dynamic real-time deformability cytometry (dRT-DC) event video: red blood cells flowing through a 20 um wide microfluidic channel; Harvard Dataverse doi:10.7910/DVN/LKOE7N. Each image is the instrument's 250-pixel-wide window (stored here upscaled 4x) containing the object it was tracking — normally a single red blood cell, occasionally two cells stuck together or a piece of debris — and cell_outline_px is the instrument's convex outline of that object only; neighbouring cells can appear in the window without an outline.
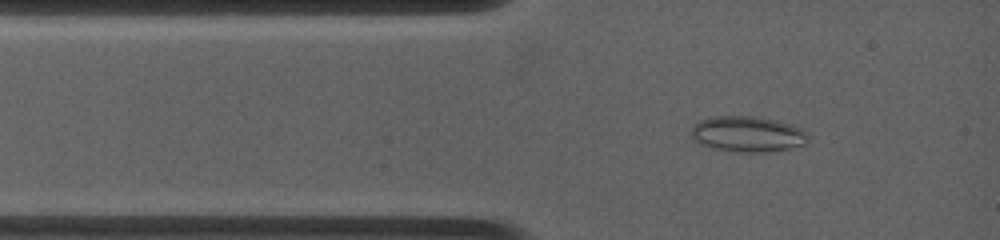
{"species": "common noctule bat (a hibernating species)", "species_latin": "Nyctalus noctula", "temperature_condition": "warm", "stored_images_in_passage": 31, "camera_frame_rate_fps": 4500, "um_per_image_px": 0.085, "animal": {"sex": "female", "body_mass_g": 19.0, "forearm_length_mm": 53.3}, "frame": {"image": 1, "passage_image": 3, "time_ms": 0.889, "image_size_px": [1000, 240], "cell_outline_px": [[808, 140], [804, 144], [788, 148], [768, 152], [732, 152], [712, 148], [700, 144], [692, 140], [688, 132], [692, 124], [700, 120], [716, 116], [760, 116], [776, 120], [800, 128], [808, 136]], "centroid_in_image_um": [63.44, 11.4], "position_along_channel_um": 21.6, "area_um2": 24.62}}
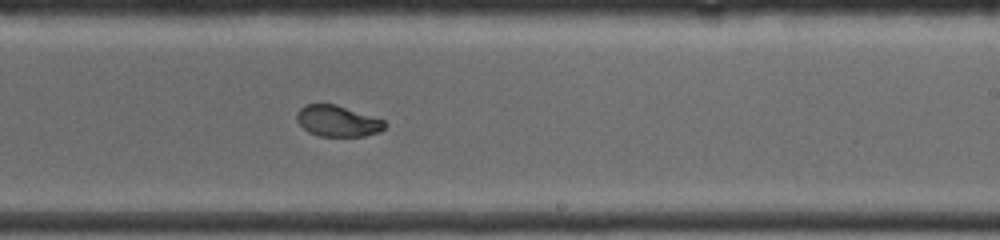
{"frame": {"image": 2, "passage_image": 17, "time_ms": 7.333, "image_size_px": [1000, 240], "cell_outline_px": [[388, 124], [380, 132], [364, 136], [320, 136], [308, 132], [296, 120], [296, 112], [304, 104], [336, 104], [384, 120]], "centroid_in_image_um": [28.69, 10.28], "position_along_channel_um": 260.3, "area_um2": 16.01}}
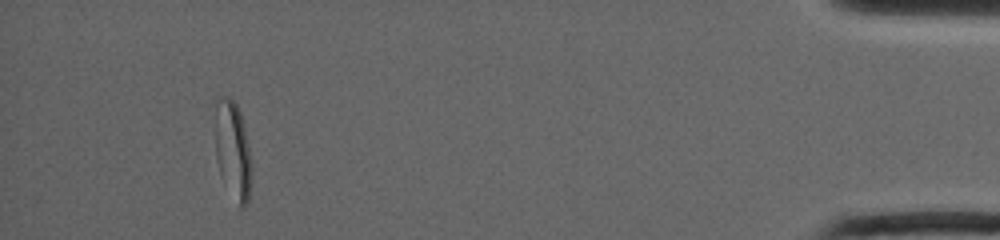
{"frame": {"image": 3, "passage_image": 31, "time_ms": 13.778, "image_size_px": [1000, 240], "cell_outline_px": [[252, 172], [248, 204], [244, 208], [240, 208], [220, 176], [216, 160], [216, 100], [220, 96], [228, 96], [236, 104], [240, 112], [248, 144], [252, 164]], "centroid_in_image_um": [19.8, 12.82], "position_along_channel_um": 415.4, "area_um2": 20.87}, "authors_computed_cell_mechanics": {"area_um2": 17.7446, "velocity_mm_per_s": 3.9134, "shape_relaxation_time_tau1_ms": null, "shape_relaxation_time_tau2_ms": 1.0488, "deformation_change_tau1": null, "deformation_change_tau2": 0.0344}}